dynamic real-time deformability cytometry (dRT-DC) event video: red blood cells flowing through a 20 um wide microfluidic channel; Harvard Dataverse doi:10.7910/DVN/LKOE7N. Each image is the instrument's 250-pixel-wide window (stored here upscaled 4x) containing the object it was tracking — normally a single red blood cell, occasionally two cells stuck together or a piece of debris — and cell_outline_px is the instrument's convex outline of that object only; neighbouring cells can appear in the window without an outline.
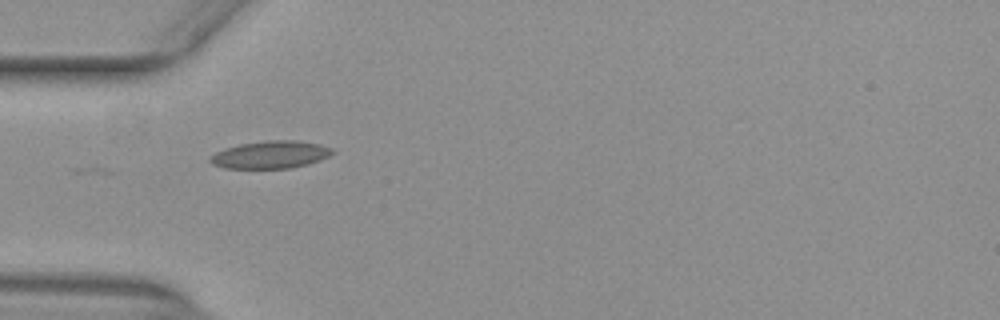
{"species": "common noctule bat (a hibernating species)", "species_latin": "Nyctalus noctula", "temperature_condition": "warm", "stored_images_in_passage": 5, "camera_frame_rate_fps": 3000, "um_per_image_px": 0.085, "animal": {"sex": "female", "body_mass_g": 29.2, "forearm_length_mm": 56.3}, "frame": {"image": 1, "passage_image": 1, "time_ms": 0.0, "image_size_px": [1000, 320], "cell_outline_px": [[332, 152], [328, 156], [320, 160], [308, 164], [288, 168], [224, 168], [212, 164], [208, 160], [216, 152], [224, 148], [240, 144], [264, 140], [296, 140], [320, 144], [332, 148]], "centroid_in_image_um": [22.97, 13.14], "position_along_channel_um": 62.0, "area_um2": 19.54}}
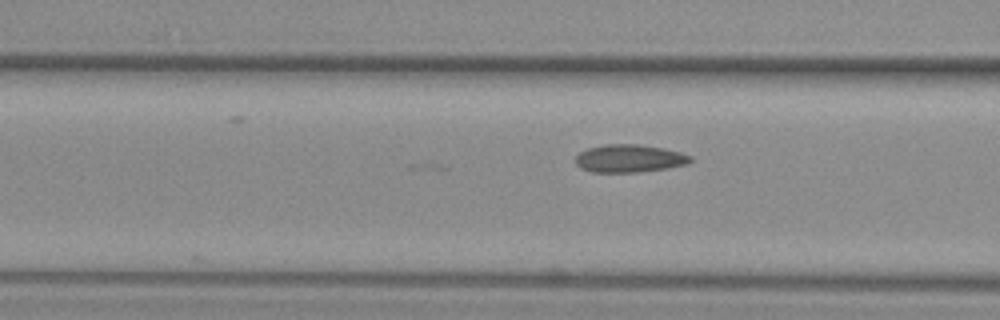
{"frame": {"image": 2, "passage_image": 5, "time_ms": 1.333, "image_size_px": [1000, 320], "cell_outline_px": [[692, 160], [688, 164], [668, 168], [636, 172], [592, 172], [580, 168], [576, 164], [576, 156], [580, 152], [588, 148], [604, 144], [636, 144], [664, 148], [680, 152], [692, 156]], "centroid_in_image_um": [53.5, 13.47], "position_along_channel_um": 113.1, "area_um2": 18.67}}